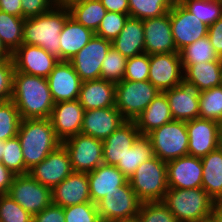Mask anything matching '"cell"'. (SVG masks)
Wrapping results in <instances>:
<instances>
[{
	"instance_id": "cell-1",
	"label": "cell",
	"mask_w": 222,
	"mask_h": 222,
	"mask_svg": "<svg viewBox=\"0 0 222 222\" xmlns=\"http://www.w3.org/2000/svg\"><path fill=\"white\" fill-rule=\"evenodd\" d=\"M11 100L21 119L50 118L54 101L47 78L15 71Z\"/></svg>"
},
{
	"instance_id": "cell-2",
	"label": "cell",
	"mask_w": 222,
	"mask_h": 222,
	"mask_svg": "<svg viewBox=\"0 0 222 222\" xmlns=\"http://www.w3.org/2000/svg\"><path fill=\"white\" fill-rule=\"evenodd\" d=\"M69 16L67 6H54L44 14L25 19L22 44L42 47L60 61L59 36Z\"/></svg>"
},
{
	"instance_id": "cell-3",
	"label": "cell",
	"mask_w": 222,
	"mask_h": 222,
	"mask_svg": "<svg viewBox=\"0 0 222 222\" xmlns=\"http://www.w3.org/2000/svg\"><path fill=\"white\" fill-rule=\"evenodd\" d=\"M17 136L21 143L25 167L28 170L61 145L50 118L22 119Z\"/></svg>"
},
{
	"instance_id": "cell-4",
	"label": "cell",
	"mask_w": 222,
	"mask_h": 222,
	"mask_svg": "<svg viewBox=\"0 0 222 222\" xmlns=\"http://www.w3.org/2000/svg\"><path fill=\"white\" fill-rule=\"evenodd\" d=\"M163 203L178 222L209 221L215 201L202 188H168Z\"/></svg>"
},
{
	"instance_id": "cell-5",
	"label": "cell",
	"mask_w": 222,
	"mask_h": 222,
	"mask_svg": "<svg viewBox=\"0 0 222 222\" xmlns=\"http://www.w3.org/2000/svg\"><path fill=\"white\" fill-rule=\"evenodd\" d=\"M128 181L142 202L163 201L169 188L167 163L154 156L140 164Z\"/></svg>"
},
{
	"instance_id": "cell-6",
	"label": "cell",
	"mask_w": 222,
	"mask_h": 222,
	"mask_svg": "<svg viewBox=\"0 0 222 222\" xmlns=\"http://www.w3.org/2000/svg\"><path fill=\"white\" fill-rule=\"evenodd\" d=\"M154 155L165 162L188 155V131L185 121L173 120L146 135Z\"/></svg>"
},
{
	"instance_id": "cell-7",
	"label": "cell",
	"mask_w": 222,
	"mask_h": 222,
	"mask_svg": "<svg viewBox=\"0 0 222 222\" xmlns=\"http://www.w3.org/2000/svg\"><path fill=\"white\" fill-rule=\"evenodd\" d=\"M160 91L149 81L116 83L115 107L127 121H135Z\"/></svg>"
},
{
	"instance_id": "cell-8",
	"label": "cell",
	"mask_w": 222,
	"mask_h": 222,
	"mask_svg": "<svg viewBox=\"0 0 222 222\" xmlns=\"http://www.w3.org/2000/svg\"><path fill=\"white\" fill-rule=\"evenodd\" d=\"M142 201L131 188L129 181L107 193L98 203L101 221L119 222L138 216Z\"/></svg>"
},
{
	"instance_id": "cell-9",
	"label": "cell",
	"mask_w": 222,
	"mask_h": 222,
	"mask_svg": "<svg viewBox=\"0 0 222 222\" xmlns=\"http://www.w3.org/2000/svg\"><path fill=\"white\" fill-rule=\"evenodd\" d=\"M75 172L89 173L103 164V141L77 134L61 142Z\"/></svg>"
},
{
	"instance_id": "cell-10",
	"label": "cell",
	"mask_w": 222,
	"mask_h": 222,
	"mask_svg": "<svg viewBox=\"0 0 222 222\" xmlns=\"http://www.w3.org/2000/svg\"><path fill=\"white\" fill-rule=\"evenodd\" d=\"M7 194L32 216L52 203L51 189L29 174L15 175Z\"/></svg>"
},
{
	"instance_id": "cell-11",
	"label": "cell",
	"mask_w": 222,
	"mask_h": 222,
	"mask_svg": "<svg viewBox=\"0 0 222 222\" xmlns=\"http://www.w3.org/2000/svg\"><path fill=\"white\" fill-rule=\"evenodd\" d=\"M171 32L177 51L204 38L208 33V25L187 10L178 0L170 9Z\"/></svg>"
},
{
	"instance_id": "cell-12",
	"label": "cell",
	"mask_w": 222,
	"mask_h": 222,
	"mask_svg": "<svg viewBox=\"0 0 222 222\" xmlns=\"http://www.w3.org/2000/svg\"><path fill=\"white\" fill-rule=\"evenodd\" d=\"M112 42L94 34L69 62L82 82L101 78V67Z\"/></svg>"
},
{
	"instance_id": "cell-13",
	"label": "cell",
	"mask_w": 222,
	"mask_h": 222,
	"mask_svg": "<svg viewBox=\"0 0 222 222\" xmlns=\"http://www.w3.org/2000/svg\"><path fill=\"white\" fill-rule=\"evenodd\" d=\"M188 131V155L203 158L216 150L222 140V124L207 119L186 122Z\"/></svg>"
},
{
	"instance_id": "cell-14",
	"label": "cell",
	"mask_w": 222,
	"mask_h": 222,
	"mask_svg": "<svg viewBox=\"0 0 222 222\" xmlns=\"http://www.w3.org/2000/svg\"><path fill=\"white\" fill-rule=\"evenodd\" d=\"M148 81L160 92L178 86L184 81V71L179 52L149 55Z\"/></svg>"
},
{
	"instance_id": "cell-15",
	"label": "cell",
	"mask_w": 222,
	"mask_h": 222,
	"mask_svg": "<svg viewBox=\"0 0 222 222\" xmlns=\"http://www.w3.org/2000/svg\"><path fill=\"white\" fill-rule=\"evenodd\" d=\"M72 172L73 168L68 152L61 144L39 164L33 166L28 174L52 190Z\"/></svg>"
},
{
	"instance_id": "cell-16",
	"label": "cell",
	"mask_w": 222,
	"mask_h": 222,
	"mask_svg": "<svg viewBox=\"0 0 222 222\" xmlns=\"http://www.w3.org/2000/svg\"><path fill=\"white\" fill-rule=\"evenodd\" d=\"M15 71L47 78L59 59L45 49L22 44L12 53Z\"/></svg>"
},
{
	"instance_id": "cell-17",
	"label": "cell",
	"mask_w": 222,
	"mask_h": 222,
	"mask_svg": "<svg viewBox=\"0 0 222 222\" xmlns=\"http://www.w3.org/2000/svg\"><path fill=\"white\" fill-rule=\"evenodd\" d=\"M54 103L79 98L82 80L69 61H59L47 77Z\"/></svg>"
},
{
	"instance_id": "cell-18",
	"label": "cell",
	"mask_w": 222,
	"mask_h": 222,
	"mask_svg": "<svg viewBox=\"0 0 222 222\" xmlns=\"http://www.w3.org/2000/svg\"><path fill=\"white\" fill-rule=\"evenodd\" d=\"M166 163L169 188L193 189L202 186L201 158L187 155Z\"/></svg>"
},
{
	"instance_id": "cell-19",
	"label": "cell",
	"mask_w": 222,
	"mask_h": 222,
	"mask_svg": "<svg viewBox=\"0 0 222 222\" xmlns=\"http://www.w3.org/2000/svg\"><path fill=\"white\" fill-rule=\"evenodd\" d=\"M143 26L146 54L178 52L171 32L170 11L160 17L143 20Z\"/></svg>"
},
{
	"instance_id": "cell-20",
	"label": "cell",
	"mask_w": 222,
	"mask_h": 222,
	"mask_svg": "<svg viewBox=\"0 0 222 222\" xmlns=\"http://www.w3.org/2000/svg\"><path fill=\"white\" fill-rule=\"evenodd\" d=\"M84 112L78 99L54 104L50 120L55 135L61 142L81 133Z\"/></svg>"
},
{
	"instance_id": "cell-21",
	"label": "cell",
	"mask_w": 222,
	"mask_h": 222,
	"mask_svg": "<svg viewBox=\"0 0 222 222\" xmlns=\"http://www.w3.org/2000/svg\"><path fill=\"white\" fill-rule=\"evenodd\" d=\"M125 121L115 106L88 110L84 112L81 134L103 141Z\"/></svg>"
},
{
	"instance_id": "cell-22",
	"label": "cell",
	"mask_w": 222,
	"mask_h": 222,
	"mask_svg": "<svg viewBox=\"0 0 222 222\" xmlns=\"http://www.w3.org/2000/svg\"><path fill=\"white\" fill-rule=\"evenodd\" d=\"M167 97L174 120L190 121L199 118V91L184 81L178 86L163 91Z\"/></svg>"
},
{
	"instance_id": "cell-23",
	"label": "cell",
	"mask_w": 222,
	"mask_h": 222,
	"mask_svg": "<svg viewBox=\"0 0 222 222\" xmlns=\"http://www.w3.org/2000/svg\"><path fill=\"white\" fill-rule=\"evenodd\" d=\"M52 203L67 207L86 202L90 198L89 180L87 173L73 171L67 178L51 190Z\"/></svg>"
},
{
	"instance_id": "cell-24",
	"label": "cell",
	"mask_w": 222,
	"mask_h": 222,
	"mask_svg": "<svg viewBox=\"0 0 222 222\" xmlns=\"http://www.w3.org/2000/svg\"><path fill=\"white\" fill-rule=\"evenodd\" d=\"M135 121H125L109 137L103 140V163L116 165L140 136Z\"/></svg>"
},
{
	"instance_id": "cell-25",
	"label": "cell",
	"mask_w": 222,
	"mask_h": 222,
	"mask_svg": "<svg viewBox=\"0 0 222 222\" xmlns=\"http://www.w3.org/2000/svg\"><path fill=\"white\" fill-rule=\"evenodd\" d=\"M116 83L102 78L81 84L79 102L85 111L115 106Z\"/></svg>"
},
{
	"instance_id": "cell-26",
	"label": "cell",
	"mask_w": 222,
	"mask_h": 222,
	"mask_svg": "<svg viewBox=\"0 0 222 222\" xmlns=\"http://www.w3.org/2000/svg\"><path fill=\"white\" fill-rule=\"evenodd\" d=\"M90 198L97 204L107 193L117 190L128 182V178L115 166L102 164L87 173Z\"/></svg>"
},
{
	"instance_id": "cell-27",
	"label": "cell",
	"mask_w": 222,
	"mask_h": 222,
	"mask_svg": "<svg viewBox=\"0 0 222 222\" xmlns=\"http://www.w3.org/2000/svg\"><path fill=\"white\" fill-rule=\"evenodd\" d=\"M94 32L69 16L60 33V61H69L94 36Z\"/></svg>"
},
{
	"instance_id": "cell-28",
	"label": "cell",
	"mask_w": 222,
	"mask_h": 222,
	"mask_svg": "<svg viewBox=\"0 0 222 222\" xmlns=\"http://www.w3.org/2000/svg\"><path fill=\"white\" fill-rule=\"evenodd\" d=\"M112 46L126 58L145 53L143 20L129 17Z\"/></svg>"
},
{
	"instance_id": "cell-29",
	"label": "cell",
	"mask_w": 222,
	"mask_h": 222,
	"mask_svg": "<svg viewBox=\"0 0 222 222\" xmlns=\"http://www.w3.org/2000/svg\"><path fill=\"white\" fill-rule=\"evenodd\" d=\"M184 82L199 92L222 85V60L188 66L184 70Z\"/></svg>"
},
{
	"instance_id": "cell-30",
	"label": "cell",
	"mask_w": 222,
	"mask_h": 222,
	"mask_svg": "<svg viewBox=\"0 0 222 222\" xmlns=\"http://www.w3.org/2000/svg\"><path fill=\"white\" fill-rule=\"evenodd\" d=\"M170 106L164 92H160L148 107L135 120L141 135H147L152 130L173 121Z\"/></svg>"
},
{
	"instance_id": "cell-31",
	"label": "cell",
	"mask_w": 222,
	"mask_h": 222,
	"mask_svg": "<svg viewBox=\"0 0 222 222\" xmlns=\"http://www.w3.org/2000/svg\"><path fill=\"white\" fill-rule=\"evenodd\" d=\"M202 161V188L216 202L222 201V147L210 152Z\"/></svg>"
},
{
	"instance_id": "cell-32",
	"label": "cell",
	"mask_w": 222,
	"mask_h": 222,
	"mask_svg": "<svg viewBox=\"0 0 222 222\" xmlns=\"http://www.w3.org/2000/svg\"><path fill=\"white\" fill-rule=\"evenodd\" d=\"M67 7L72 18L94 33L107 12L100 0H77Z\"/></svg>"
},
{
	"instance_id": "cell-33",
	"label": "cell",
	"mask_w": 222,
	"mask_h": 222,
	"mask_svg": "<svg viewBox=\"0 0 222 222\" xmlns=\"http://www.w3.org/2000/svg\"><path fill=\"white\" fill-rule=\"evenodd\" d=\"M154 156L149 138L140 135L115 166L129 179L140 164Z\"/></svg>"
},
{
	"instance_id": "cell-34",
	"label": "cell",
	"mask_w": 222,
	"mask_h": 222,
	"mask_svg": "<svg viewBox=\"0 0 222 222\" xmlns=\"http://www.w3.org/2000/svg\"><path fill=\"white\" fill-rule=\"evenodd\" d=\"M183 71L190 65L222 60L213 49L208 36L198 39L196 42L182 48L179 51Z\"/></svg>"
},
{
	"instance_id": "cell-35",
	"label": "cell",
	"mask_w": 222,
	"mask_h": 222,
	"mask_svg": "<svg viewBox=\"0 0 222 222\" xmlns=\"http://www.w3.org/2000/svg\"><path fill=\"white\" fill-rule=\"evenodd\" d=\"M23 17L0 11V38L5 47L13 53L23 43Z\"/></svg>"
},
{
	"instance_id": "cell-36",
	"label": "cell",
	"mask_w": 222,
	"mask_h": 222,
	"mask_svg": "<svg viewBox=\"0 0 222 222\" xmlns=\"http://www.w3.org/2000/svg\"><path fill=\"white\" fill-rule=\"evenodd\" d=\"M175 0H128L129 17L146 20L170 11Z\"/></svg>"
},
{
	"instance_id": "cell-37",
	"label": "cell",
	"mask_w": 222,
	"mask_h": 222,
	"mask_svg": "<svg viewBox=\"0 0 222 222\" xmlns=\"http://www.w3.org/2000/svg\"><path fill=\"white\" fill-rule=\"evenodd\" d=\"M199 118L222 124V85L199 93Z\"/></svg>"
},
{
	"instance_id": "cell-38",
	"label": "cell",
	"mask_w": 222,
	"mask_h": 222,
	"mask_svg": "<svg viewBox=\"0 0 222 222\" xmlns=\"http://www.w3.org/2000/svg\"><path fill=\"white\" fill-rule=\"evenodd\" d=\"M187 10L210 26L222 17V0H178Z\"/></svg>"
},
{
	"instance_id": "cell-39",
	"label": "cell",
	"mask_w": 222,
	"mask_h": 222,
	"mask_svg": "<svg viewBox=\"0 0 222 222\" xmlns=\"http://www.w3.org/2000/svg\"><path fill=\"white\" fill-rule=\"evenodd\" d=\"M14 175L28 174L25 167L21 143L18 136L7 139L3 145V157L0 161Z\"/></svg>"
},
{
	"instance_id": "cell-40",
	"label": "cell",
	"mask_w": 222,
	"mask_h": 222,
	"mask_svg": "<svg viewBox=\"0 0 222 222\" xmlns=\"http://www.w3.org/2000/svg\"><path fill=\"white\" fill-rule=\"evenodd\" d=\"M21 116L12 100L0 102V140L17 136Z\"/></svg>"
},
{
	"instance_id": "cell-41",
	"label": "cell",
	"mask_w": 222,
	"mask_h": 222,
	"mask_svg": "<svg viewBox=\"0 0 222 222\" xmlns=\"http://www.w3.org/2000/svg\"><path fill=\"white\" fill-rule=\"evenodd\" d=\"M126 62L127 58L112 46L104 58L101 67V78L114 83L123 81Z\"/></svg>"
},
{
	"instance_id": "cell-42",
	"label": "cell",
	"mask_w": 222,
	"mask_h": 222,
	"mask_svg": "<svg viewBox=\"0 0 222 222\" xmlns=\"http://www.w3.org/2000/svg\"><path fill=\"white\" fill-rule=\"evenodd\" d=\"M0 222H33V216L10 195L0 194Z\"/></svg>"
},
{
	"instance_id": "cell-43",
	"label": "cell",
	"mask_w": 222,
	"mask_h": 222,
	"mask_svg": "<svg viewBox=\"0 0 222 222\" xmlns=\"http://www.w3.org/2000/svg\"><path fill=\"white\" fill-rule=\"evenodd\" d=\"M138 216L142 222H178L163 201L142 202Z\"/></svg>"
},
{
	"instance_id": "cell-44",
	"label": "cell",
	"mask_w": 222,
	"mask_h": 222,
	"mask_svg": "<svg viewBox=\"0 0 222 222\" xmlns=\"http://www.w3.org/2000/svg\"><path fill=\"white\" fill-rule=\"evenodd\" d=\"M128 18V14L107 11L95 35L112 42L120 34Z\"/></svg>"
},
{
	"instance_id": "cell-45",
	"label": "cell",
	"mask_w": 222,
	"mask_h": 222,
	"mask_svg": "<svg viewBox=\"0 0 222 222\" xmlns=\"http://www.w3.org/2000/svg\"><path fill=\"white\" fill-rule=\"evenodd\" d=\"M65 222H100L97 204L92 202L63 208Z\"/></svg>"
},
{
	"instance_id": "cell-46",
	"label": "cell",
	"mask_w": 222,
	"mask_h": 222,
	"mask_svg": "<svg viewBox=\"0 0 222 222\" xmlns=\"http://www.w3.org/2000/svg\"><path fill=\"white\" fill-rule=\"evenodd\" d=\"M150 72L149 55L143 53L138 56L127 58L126 71L123 80L148 81Z\"/></svg>"
},
{
	"instance_id": "cell-47",
	"label": "cell",
	"mask_w": 222,
	"mask_h": 222,
	"mask_svg": "<svg viewBox=\"0 0 222 222\" xmlns=\"http://www.w3.org/2000/svg\"><path fill=\"white\" fill-rule=\"evenodd\" d=\"M14 72L12 58L0 60V102L11 100Z\"/></svg>"
},
{
	"instance_id": "cell-48",
	"label": "cell",
	"mask_w": 222,
	"mask_h": 222,
	"mask_svg": "<svg viewBox=\"0 0 222 222\" xmlns=\"http://www.w3.org/2000/svg\"><path fill=\"white\" fill-rule=\"evenodd\" d=\"M54 6L52 0H21L22 17H36L50 11Z\"/></svg>"
},
{
	"instance_id": "cell-49",
	"label": "cell",
	"mask_w": 222,
	"mask_h": 222,
	"mask_svg": "<svg viewBox=\"0 0 222 222\" xmlns=\"http://www.w3.org/2000/svg\"><path fill=\"white\" fill-rule=\"evenodd\" d=\"M33 222H65L63 207L51 203L40 213L33 215Z\"/></svg>"
},
{
	"instance_id": "cell-50",
	"label": "cell",
	"mask_w": 222,
	"mask_h": 222,
	"mask_svg": "<svg viewBox=\"0 0 222 222\" xmlns=\"http://www.w3.org/2000/svg\"><path fill=\"white\" fill-rule=\"evenodd\" d=\"M207 36L218 56L222 58V17L208 26Z\"/></svg>"
},
{
	"instance_id": "cell-51",
	"label": "cell",
	"mask_w": 222,
	"mask_h": 222,
	"mask_svg": "<svg viewBox=\"0 0 222 222\" xmlns=\"http://www.w3.org/2000/svg\"><path fill=\"white\" fill-rule=\"evenodd\" d=\"M108 12L122 13L129 15L128 0H100Z\"/></svg>"
},
{
	"instance_id": "cell-52",
	"label": "cell",
	"mask_w": 222,
	"mask_h": 222,
	"mask_svg": "<svg viewBox=\"0 0 222 222\" xmlns=\"http://www.w3.org/2000/svg\"><path fill=\"white\" fill-rule=\"evenodd\" d=\"M0 11L22 17L21 0H0Z\"/></svg>"
},
{
	"instance_id": "cell-53",
	"label": "cell",
	"mask_w": 222,
	"mask_h": 222,
	"mask_svg": "<svg viewBox=\"0 0 222 222\" xmlns=\"http://www.w3.org/2000/svg\"><path fill=\"white\" fill-rule=\"evenodd\" d=\"M15 175L0 162V194H6Z\"/></svg>"
},
{
	"instance_id": "cell-54",
	"label": "cell",
	"mask_w": 222,
	"mask_h": 222,
	"mask_svg": "<svg viewBox=\"0 0 222 222\" xmlns=\"http://www.w3.org/2000/svg\"><path fill=\"white\" fill-rule=\"evenodd\" d=\"M209 221L222 222V203H215Z\"/></svg>"
},
{
	"instance_id": "cell-55",
	"label": "cell",
	"mask_w": 222,
	"mask_h": 222,
	"mask_svg": "<svg viewBox=\"0 0 222 222\" xmlns=\"http://www.w3.org/2000/svg\"><path fill=\"white\" fill-rule=\"evenodd\" d=\"M12 58V53L5 47L0 38V60Z\"/></svg>"
},
{
	"instance_id": "cell-56",
	"label": "cell",
	"mask_w": 222,
	"mask_h": 222,
	"mask_svg": "<svg viewBox=\"0 0 222 222\" xmlns=\"http://www.w3.org/2000/svg\"><path fill=\"white\" fill-rule=\"evenodd\" d=\"M55 6H68L70 3L77 0H52Z\"/></svg>"
},
{
	"instance_id": "cell-57",
	"label": "cell",
	"mask_w": 222,
	"mask_h": 222,
	"mask_svg": "<svg viewBox=\"0 0 222 222\" xmlns=\"http://www.w3.org/2000/svg\"><path fill=\"white\" fill-rule=\"evenodd\" d=\"M119 222H142V220L140 219L139 216H137V217L127 219V220H122V221H119Z\"/></svg>"
},
{
	"instance_id": "cell-58",
	"label": "cell",
	"mask_w": 222,
	"mask_h": 222,
	"mask_svg": "<svg viewBox=\"0 0 222 222\" xmlns=\"http://www.w3.org/2000/svg\"><path fill=\"white\" fill-rule=\"evenodd\" d=\"M6 143V140H0V161L3 157V145Z\"/></svg>"
}]
</instances>
